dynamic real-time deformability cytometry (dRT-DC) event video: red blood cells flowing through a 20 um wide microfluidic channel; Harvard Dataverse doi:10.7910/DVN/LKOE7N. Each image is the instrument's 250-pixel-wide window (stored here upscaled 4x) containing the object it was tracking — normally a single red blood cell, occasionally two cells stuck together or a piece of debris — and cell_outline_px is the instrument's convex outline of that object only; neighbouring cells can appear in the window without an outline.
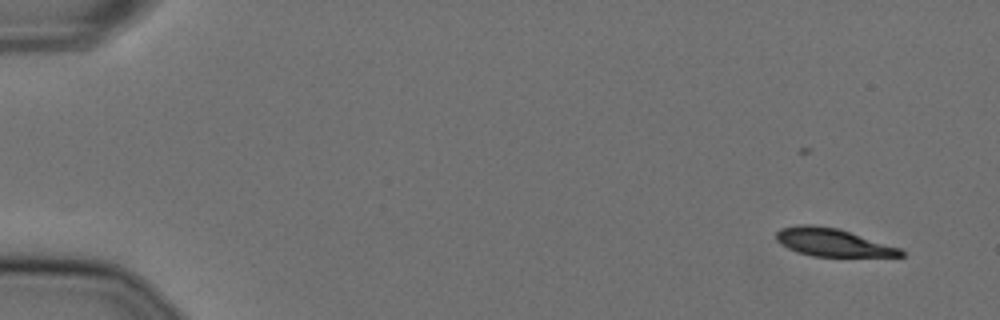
{"species": "Egyptian fruit bat (a non-hibernating species)", "species_latin": "Rousettus aegyptiacus", "temperature_condition": "cold", "stored_images_in_passage": 44, "camera_frame_rate_fps": 3000, "um_per_image_px": 0.085, "animal": {"sex": "female"}, "frame": {"image": 1, "passage_image": 1, "time_ms": 0.0, "image_size_px": [1000, 320], "cell_outline_px": [[904, 256], [812, 256], [796, 252], [788, 248], [776, 240], [776, 232], [780, 228], [796, 224], [812, 224], [840, 228], [900, 248], [904, 252]], "centroid_in_image_um": [70.74, 20.58], "position_along_channel_um": 14.3, "area_um2": 20.35}}
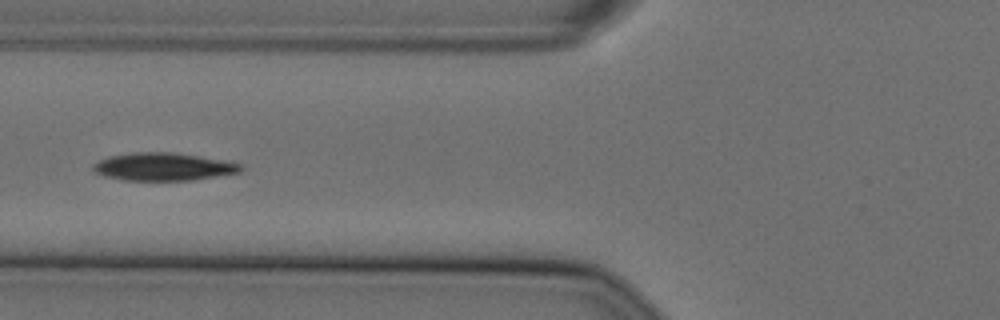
{"frame": {"image": 2, "passage_image": 20, "time_ms": 6.333, "image_size_px": [1000, 320], "cell_outline_px": [[244, 168], [240, 172], [192, 180], [124, 180], [104, 176], [96, 172], [92, 168], [92, 164], [100, 160], [112, 156], [136, 152], [172, 152], [232, 160], [240, 164]], "centroid_in_image_um": [13.95, 14.16], "position_along_channel_um": 111.8, "area_um2": 23.99}}
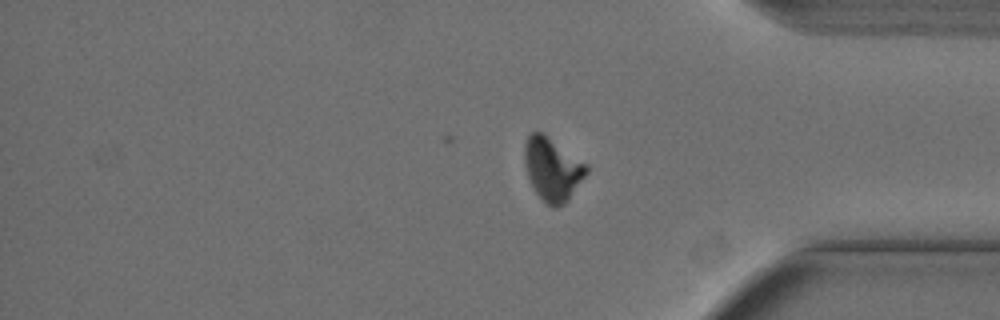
{"frame": {"image": 3, "passage_image": 44, "time_ms": 14.333, "image_size_px": [1000, 320], "cell_outline_px": [[588, 172], [568, 200], [564, 204], [556, 208], [552, 208], [532, 188], [528, 176], [524, 160], [524, 144], [528, 136], [532, 132], [544, 132], [588, 164]], "centroid_in_image_um": [46.97, 14.35], "position_along_channel_um": 388.2, "area_um2": 22.95}, "authors_computed_cell_mechanics": {"area_um2": 23.5246, "velocity_mm_per_s": 3.6019, "shape_relaxation_time_tau1_ms": 3.1585, "shape_relaxation_time_tau2_ms": null, "deformation_change_tau1": 0.1376, "deformation_change_tau2": null}}